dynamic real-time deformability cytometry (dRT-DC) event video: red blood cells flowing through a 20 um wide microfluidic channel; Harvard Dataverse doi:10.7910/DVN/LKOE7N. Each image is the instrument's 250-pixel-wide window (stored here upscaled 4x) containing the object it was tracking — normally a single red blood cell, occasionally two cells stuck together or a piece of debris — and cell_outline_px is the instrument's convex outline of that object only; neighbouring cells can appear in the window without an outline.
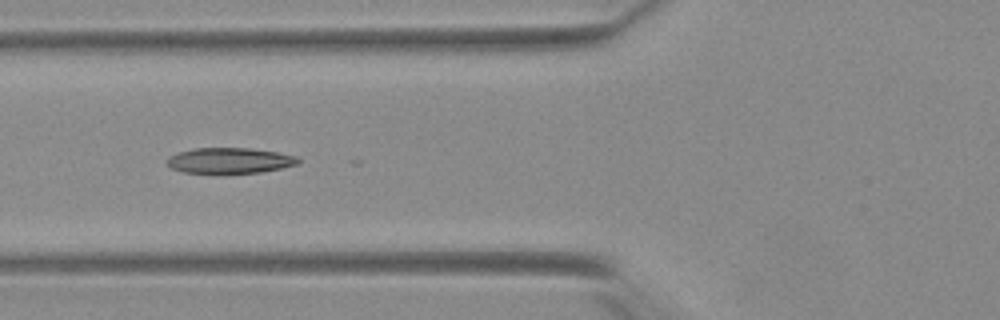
{"species": "Egyptian fruit bat (a non-hibernating species)", "species_latin": "Rousettus aegyptiacus", "temperature_condition": "warm", "stored_images_in_passage": 33, "camera_frame_rate_fps": 3000, "um_per_image_px": 0.085, "animal": {"sex": "female"}, "frame": {"image": 1, "passage_image": 6, "time_ms": 1.667, "image_size_px": [1000, 320], "cell_outline_px": [[300, 164], [260, 172], [184, 172], [172, 168], [168, 164], [168, 156], [180, 152], [196, 148], [248, 148], [276, 152], [296, 156], [300, 160]], "centroid_in_image_um": [19.56, 13.63], "position_along_channel_um": 106.2, "area_um2": 19.07}}
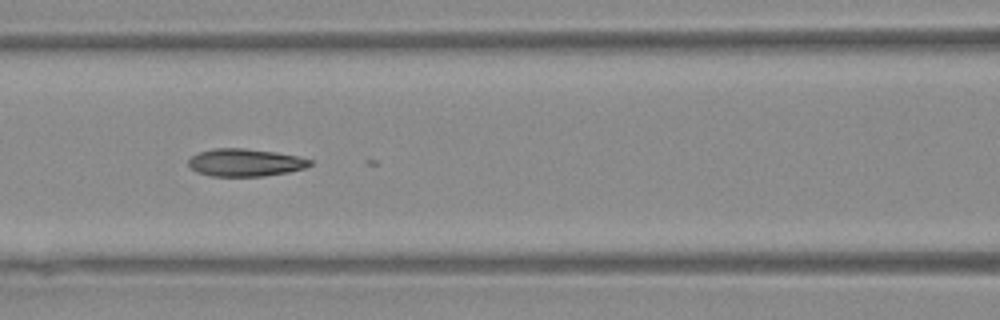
{"frame": {"image": 2, "passage_image": 9, "time_ms": 2.667, "image_size_px": [1000, 320], "cell_outline_px": [[312, 164], [304, 168], [288, 172], [264, 176], [212, 176], [196, 172], [188, 164], [188, 160], [192, 156], [200, 152], [216, 148], [244, 148], [276, 152], [296, 156], [312, 160]], "centroid_in_image_um": [20.84, 13.82], "position_along_channel_um": 145.8, "area_um2": 19.42}}
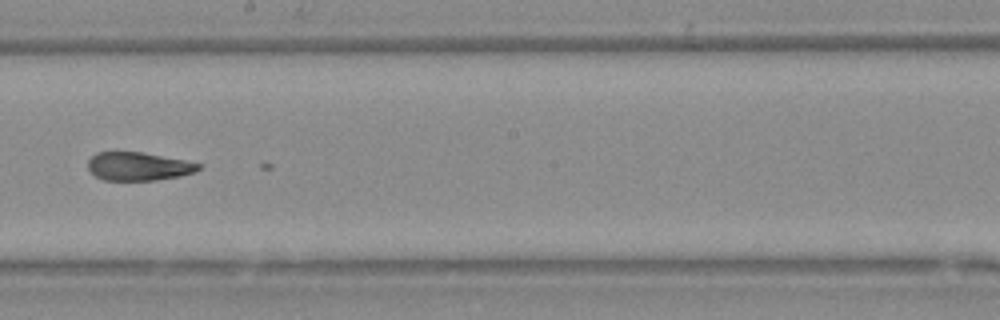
{"frame": {"image": 3, "passage_image": 16, "time_ms": 5.0, "image_size_px": [1000, 320], "cell_outline_px": [[200, 168], [196, 172], [180, 176], [156, 180], [104, 180], [96, 176], [88, 168], [88, 160], [96, 152], [140, 152], [184, 160], [200, 164]], "centroid_in_image_um": [11.76, 14.14], "position_along_channel_um": 236.4, "area_um2": 18.09}}